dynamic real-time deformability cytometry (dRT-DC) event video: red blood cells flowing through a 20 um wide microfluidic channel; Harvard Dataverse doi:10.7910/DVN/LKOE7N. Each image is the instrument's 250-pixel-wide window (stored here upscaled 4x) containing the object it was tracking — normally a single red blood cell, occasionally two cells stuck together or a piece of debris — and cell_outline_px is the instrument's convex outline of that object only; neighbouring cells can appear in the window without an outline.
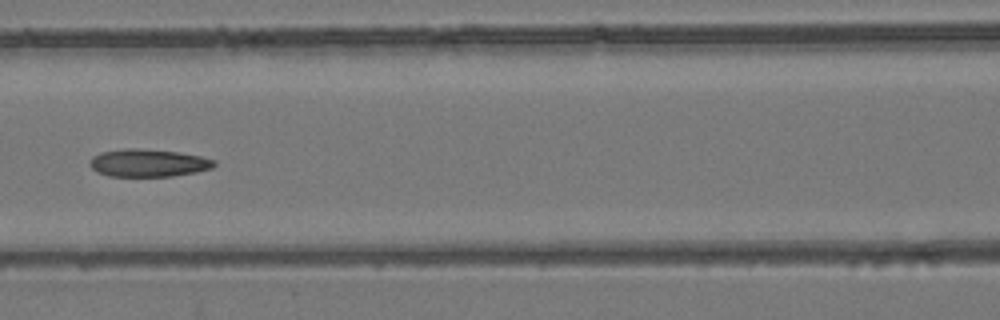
{"species": "common noctule bat (a hibernating species)", "species_latin": "Nyctalus noctula", "temperature_condition": "room temperature", "stored_images_in_passage": 6, "camera_frame_rate_fps": 3000, "um_per_image_px": 0.085, "animal": {"sex": "female", "body_mass_g": 24.6, "forearm_length_mm": 56.2}, "frame": {"image": 1, "passage_image": 6, "time_ms": 5.667, "image_size_px": [1000, 320], "cell_outline_px": [[216, 164], [212, 168], [196, 172], [172, 176], [108, 176], [96, 172], [88, 164], [92, 156], [100, 152], [128, 148], [132, 148], [176, 152], [200, 156], [216, 160]], "centroid_in_image_um": [12.57, 13.86], "position_along_channel_um": 154.0, "area_um2": 20.0}}